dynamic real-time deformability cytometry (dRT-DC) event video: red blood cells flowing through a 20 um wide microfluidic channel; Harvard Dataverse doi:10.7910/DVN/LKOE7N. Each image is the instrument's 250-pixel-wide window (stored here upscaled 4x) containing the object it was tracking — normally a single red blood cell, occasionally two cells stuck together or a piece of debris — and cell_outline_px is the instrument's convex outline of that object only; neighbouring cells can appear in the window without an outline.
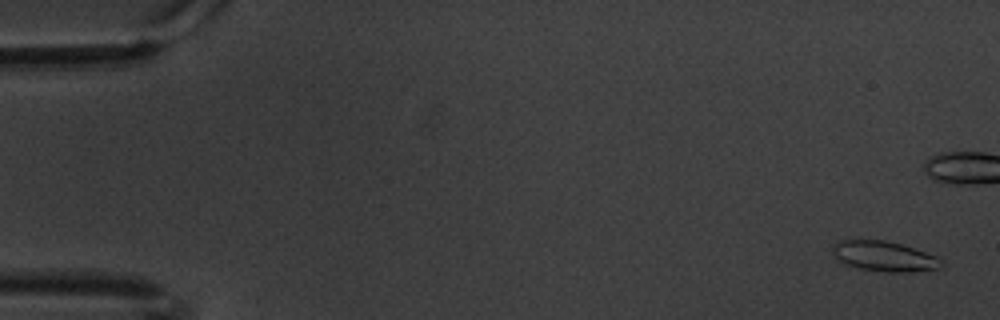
{"species": "common noctule bat (a hibernating species)", "species_latin": "Nyctalus noctula", "temperature_condition": "warm", "stored_images_in_passage": 62, "camera_frame_rate_fps": 3000, "um_per_image_px": 0.085, "animal": {"sex": "male", "body_mass_g": 20.1, "forearm_length_mm": 53.5}, "frame": {"image": 1, "passage_image": 3, "time_ms": 0.667, "image_size_px": [1000, 320], "cell_outline_px": [[940, 260], [936, 268], [908, 272], [888, 272], [860, 268], [840, 264], [832, 256], [832, 244], [840, 240], [884, 240], [900, 244], [936, 256]], "centroid_in_image_um": [74.99, 21.77], "position_along_channel_um": 10.0, "area_um2": 18.9}}
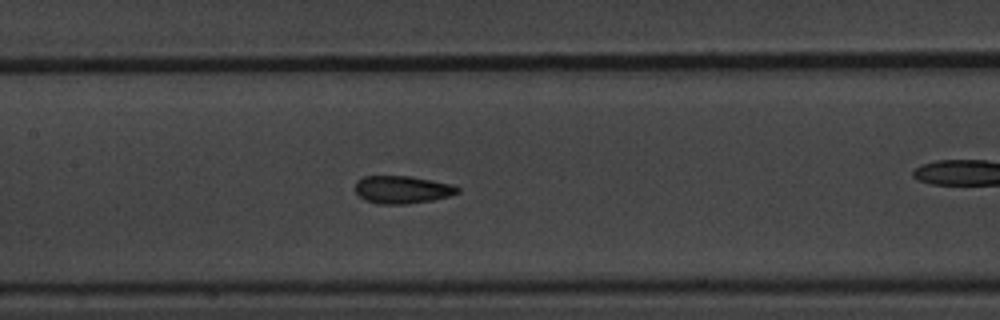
{"frame": {"image": 2, "passage_image": 30, "time_ms": 9.667, "image_size_px": [1000, 320], "cell_outline_px": [[460, 192], [448, 196], [432, 200], [404, 204], [380, 204], [364, 200], [356, 192], [356, 180], [364, 176], [412, 176], [456, 184], [460, 188]], "centroid_in_image_um": [34.23, 16.1], "position_along_channel_um": 173.2, "area_um2": 16.7}}
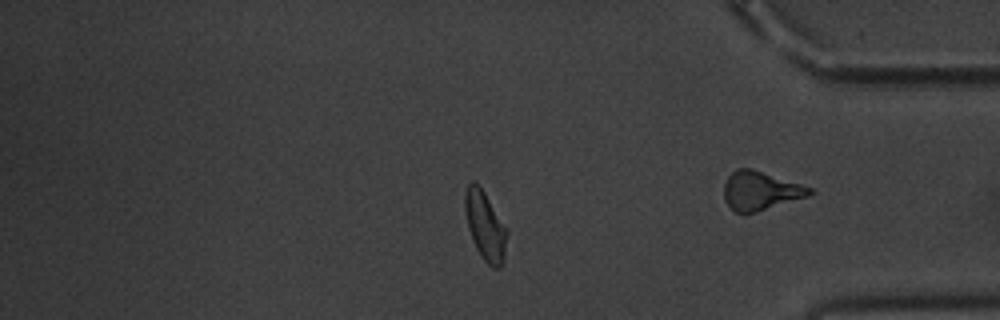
{"frame": {"image": 3, "passage_image": 52, "time_ms": 17.0, "image_size_px": [1000, 320], "cell_outline_px": [[508, 232], [504, 256], [500, 268], [492, 268], [480, 256], [472, 240], [468, 228], [464, 208], [464, 192], [468, 184], [472, 180], [484, 192], [508, 228]], "centroid_in_image_um": [41.24, 19.2], "position_along_channel_um": 394.0, "area_um2": 16.99}, "authors_computed_cell_mechanics": {"area_um2": 16.9643, "velocity_mm_per_s": 3.3514, "shape_relaxation_time_tau1_ms": 4.4549, "shape_relaxation_time_tau2_ms": 1.5652, "deformation_change_tau1": 0.1181, "deformation_change_tau2": 0.0779}}